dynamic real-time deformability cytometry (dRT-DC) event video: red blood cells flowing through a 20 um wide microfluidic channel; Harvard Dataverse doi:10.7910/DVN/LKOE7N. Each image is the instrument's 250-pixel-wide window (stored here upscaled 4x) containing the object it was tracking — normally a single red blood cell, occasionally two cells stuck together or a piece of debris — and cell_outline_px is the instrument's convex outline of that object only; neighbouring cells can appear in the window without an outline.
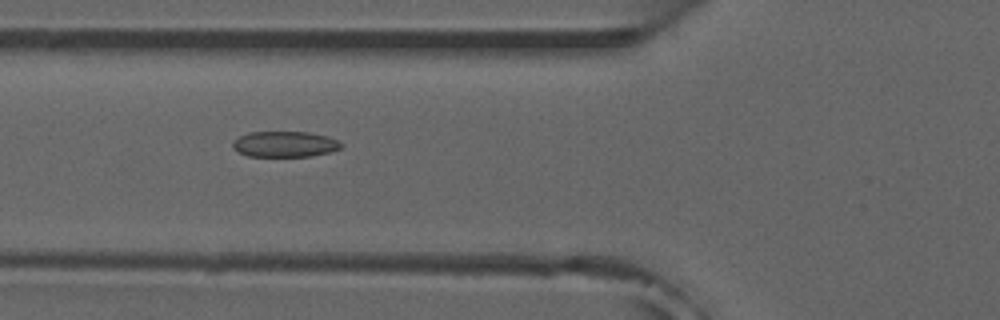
{"species": "common noctule bat (a hibernating species)", "species_latin": "Nyctalus noctula", "temperature_condition": "room temperature", "stored_images_in_passage": 40, "camera_frame_rate_fps": 3000, "um_per_image_px": 0.085, "animal": {"sex": "male", "forearm_length_mm": 52.5}, "frame": {"image": 1, "passage_image": 7, "time_ms": 2.0, "image_size_px": [1000, 320], "cell_outline_px": [[344, 144], [340, 148], [328, 152], [312, 156], [248, 156], [236, 152], [232, 148], [232, 140], [248, 132], [308, 132], [328, 136]], "centroid_in_image_um": [24.16, 12.25], "position_along_channel_um": 101.6, "area_um2": 16.36}, "authors_computed_cell_mechanics": {"area_um2": 16.3285, "velocity_mm_per_s": 3.8933, "shape_relaxation_time_tau1_ms": null, "shape_relaxation_time_tau2_ms": 2.8241, "deformation_change_tau1": null, "deformation_change_tau2": 0.0864}}